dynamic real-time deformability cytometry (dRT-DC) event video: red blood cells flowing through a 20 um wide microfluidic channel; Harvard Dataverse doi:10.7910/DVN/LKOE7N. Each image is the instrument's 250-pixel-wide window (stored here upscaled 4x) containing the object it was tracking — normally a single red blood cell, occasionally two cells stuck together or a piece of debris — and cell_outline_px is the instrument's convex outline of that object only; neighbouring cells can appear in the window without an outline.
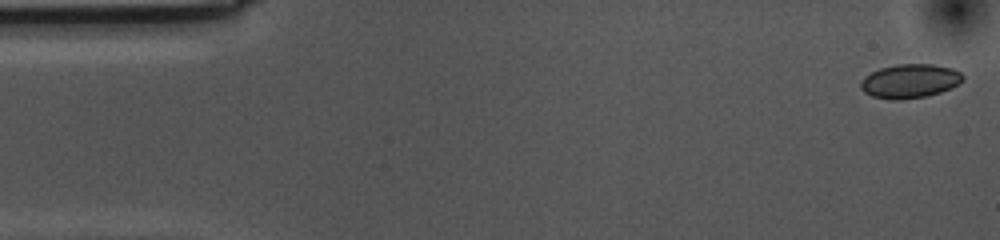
{"species": "common noctule bat (a hibernating species)", "species_latin": "Nyctalus noctula", "temperature_condition": "cold", "stored_images_in_passage": 55, "camera_frame_rate_fps": 3000, "um_per_image_px": 0.085, "animal": {"sex": "female", "body_mass_g": 10.0, "forearm_length_mm": 53.1}, "frame": {"image": 1, "passage_image": 1, "time_ms": 0.0, "image_size_px": [1000, 240], "cell_outline_px": [[964, 80], [940, 92], [924, 96], [900, 100], [892, 100], [872, 96], [864, 92], [860, 88], [860, 80], [864, 76], [880, 68], [896, 64], [932, 64], [952, 68], [960, 72], [964, 76]], "centroid_in_image_um": [77.3, 6.88], "position_along_channel_um": 7.7, "area_um2": 20.17}}
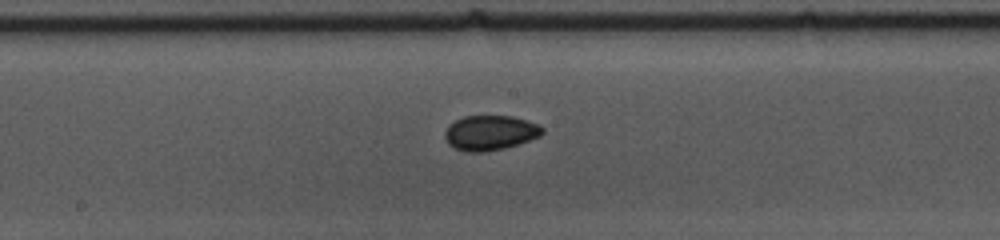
{"frame": {"image": 2, "passage_image": 27, "time_ms": 8.667, "image_size_px": [1000, 240], "cell_outline_px": [[544, 132], [540, 136], [504, 148], [484, 152], [468, 152], [456, 148], [448, 144], [444, 136], [444, 132], [448, 124], [464, 116], [512, 116], [540, 124], [544, 128]], "centroid_in_image_um": [41.65, 11.28], "position_along_channel_um": 206.5, "area_um2": 19.83}}
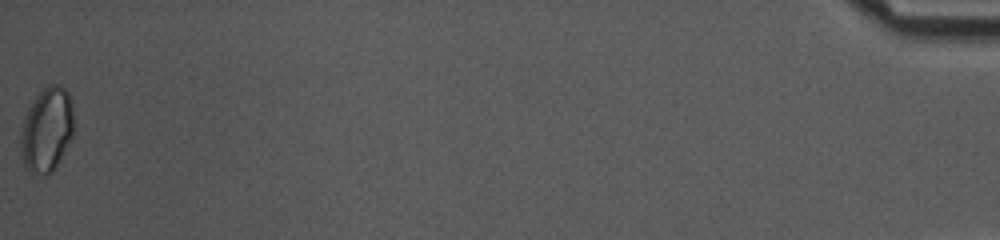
{"frame": {"image": 3, "passage_image": 55, "time_ms": 18.0, "image_size_px": [1000, 240], "cell_outline_px": [[72, 136], [52, 172], [44, 176], [28, 172], [24, 168], [20, 152], [20, 132], [24, 120], [32, 100], [48, 84], [60, 84], [68, 92], [72, 100]], "centroid_in_image_um": [3.94, 11.04], "position_along_channel_um": 431.3, "area_um2": 26.18}, "authors_computed_cell_mechanics": {"area_um2": 19.5364, "velocity_mm_per_s": 3.5433, "shape_relaxation_time_tau1_ms": 3.1756, "shape_relaxation_time_tau2_ms": 2.9609, "deformation_change_tau1": 0.0512, "deformation_change_tau2": 0.0365}}